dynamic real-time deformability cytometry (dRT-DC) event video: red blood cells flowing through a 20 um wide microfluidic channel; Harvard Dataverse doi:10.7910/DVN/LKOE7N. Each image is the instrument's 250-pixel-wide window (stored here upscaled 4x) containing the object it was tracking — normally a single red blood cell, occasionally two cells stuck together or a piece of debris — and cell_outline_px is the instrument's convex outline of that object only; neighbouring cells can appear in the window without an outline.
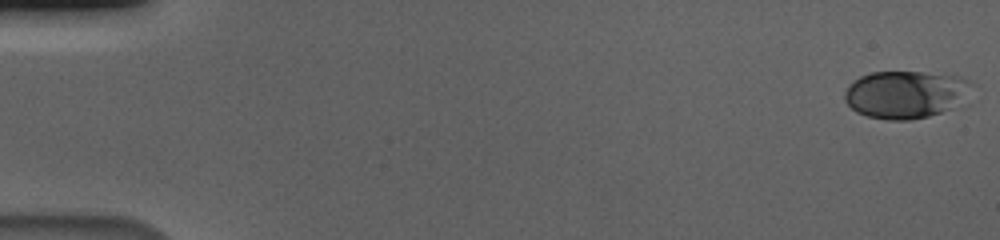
{"species": "human", "species_latin": "Homo sapiens", "temperature_condition": "cold", "stored_images_in_passage": 58, "camera_frame_rate_fps": 3000, "um_per_image_px": 0.085, "donor": {"sex": "male"}, "frame": {"image": 1, "passage_image": 1, "time_ms": 0.0, "image_size_px": [1000, 240], "cell_outline_px": [[968, 80], [948, 108], [940, 112], [928, 116], [912, 120], [888, 120], [868, 116], [856, 112], [844, 100], [844, 92], [860, 76], [872, 72], [920, 72], [952, 76]], "centroid_in_image_um": [76.72, 8.04], "position_along_channel_um": 8.3, "area_um2": 33.18}}
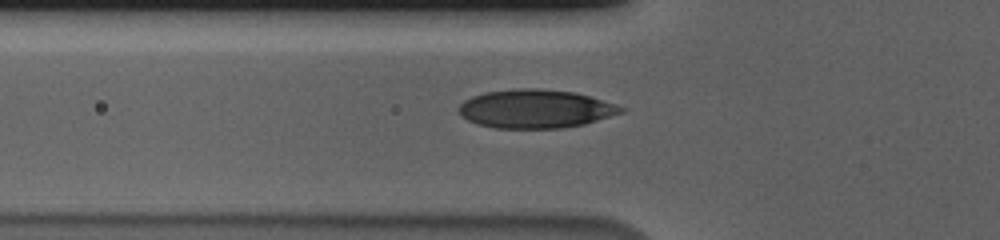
{"frame": {"image": 2, "passage_image": 21, "time_ms": 6.667, "image_size_px": [1000, 240], "cell_outline_px": [[628, 108], [624, 112], [584, 124], [560, 128], [496, 128], [476, 124], [468, 120], [456, 108], [464, 100], [472, 96], [484, 92], [516, 88], [536, 88], [576, 92], [616, 104]], "centroid_in_image_um": [45.52, 9.24], "position_along_channel_um": 80.3, "area_um2": 36.59}}
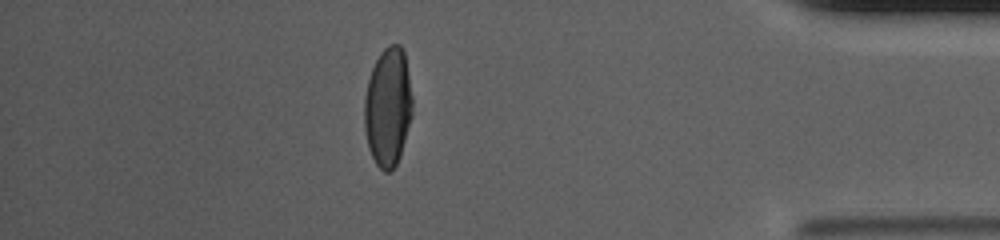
{"frame": {"image": 3, "passage_image": 51, "time_ms": 16.667, "image_size_px": [1000, 240], "cell_outline_px": [[412, 116], [400, 156], [392, 172], [384, 172], [376, 164], [368, 148], [364, 128], [364, 96], [368, 80], [372, 68], [380, 52], [388, 44], [400, 44], [404, 52], [412, 96]], "centroid_in_image_um": [32.97, 9.11], "position_along_channel_um": 402.2, "area_um2": 33.52}, "authors_computed_cell_mechanics": {"area_um2": 34.9401, "velocity_mm_per_s": 3.5839, "shape_relaxation_time_tau1_ms": 4.152, "shape_relaxation_time_tau2_ms": null, "deformation_change_tau1": 0.1711, "deformation_change_tau2": null}}